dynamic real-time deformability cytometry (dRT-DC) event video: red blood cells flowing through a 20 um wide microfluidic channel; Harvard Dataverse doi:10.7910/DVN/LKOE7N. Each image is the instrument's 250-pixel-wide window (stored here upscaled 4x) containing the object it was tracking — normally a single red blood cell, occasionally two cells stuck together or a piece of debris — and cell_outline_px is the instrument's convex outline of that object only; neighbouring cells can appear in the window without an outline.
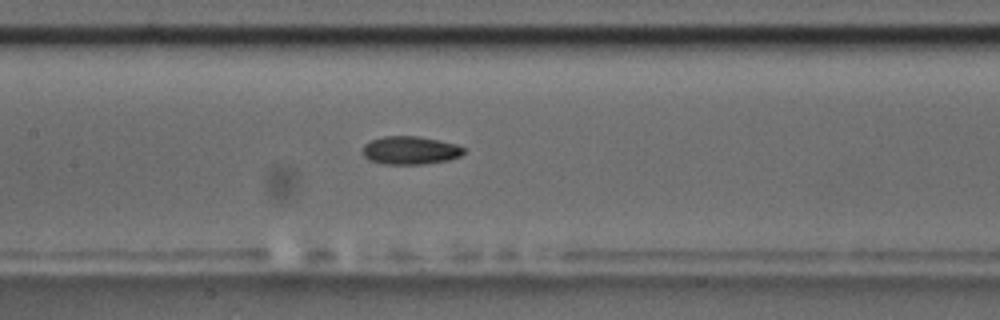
{"species": "common noctule bat (a hibernating species)", "species_latin": "Nyctalus noctula", "temperature_condition": "room temperature", "stored_images_in_passage": 33, "camera_frame_rate_fps": 3000, "um_per_image_px": 0.085, "animal": {"sex": "male", "body_mass_g": 17.5, "forearm_length_mm": 52.3}, "frame": {"image": 1, "passage_image": 10, "time_ms": 3.0, "image_size_px": [1000, 320], "cell_outline_px": [[464, 152], [460, 156], [448, 160], [424, 164], [384, 164], [368, 160], [364, 156], [364, 144], [372, 140], [384, 136], [416, 136], [456, 144], [464, 148]], "centroid_in_image_um": [34.86, 12.79], "position_along_channel_um": 172.5, "area_um2": 16.42}}
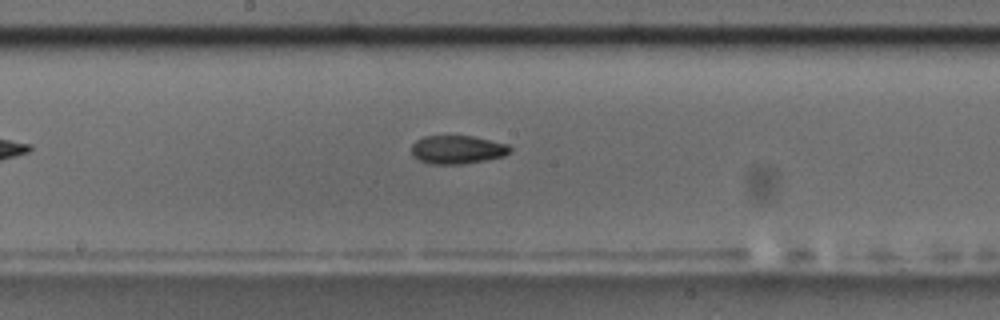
{"frame": {"image": 2, "passage_image": 13, "time_ms": 4.0, "image_size_px": [1000, 320], "cell_outline_px": [[512, 152], [504, 156], [464, 164], [428, 164], [412, 156], [412, 144], [416, 140], [424, 136], [472, 136], [508, 144], [512, 148]], "centroid_in_image_um": [38.88, 12.72], "position_along_channel_um": 209.3, "area_um2": 16.42}}
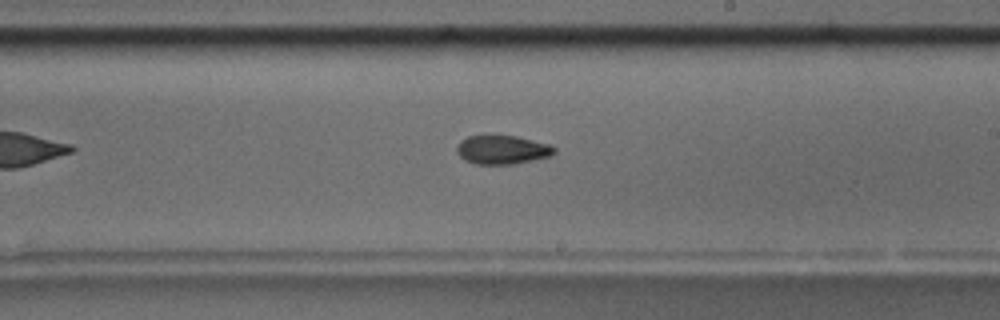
{"frame": {"image": 3, "passage_image": 16, "time_ms": 5.0, "image_size_px": [1000, 320], "cell_outline_px": [[556, 152], [552, 156], [516, 164], [476, 164], [464, 160], [456, 152], [456, 144], [460, 140], [468, 136], [484, 132], [516, 136], [548, 144], [556, 148]], "centroid_in_image_um": [42.64, 12.69], "position_along_channel_um": 246.4, "area_um2": 17.17}}